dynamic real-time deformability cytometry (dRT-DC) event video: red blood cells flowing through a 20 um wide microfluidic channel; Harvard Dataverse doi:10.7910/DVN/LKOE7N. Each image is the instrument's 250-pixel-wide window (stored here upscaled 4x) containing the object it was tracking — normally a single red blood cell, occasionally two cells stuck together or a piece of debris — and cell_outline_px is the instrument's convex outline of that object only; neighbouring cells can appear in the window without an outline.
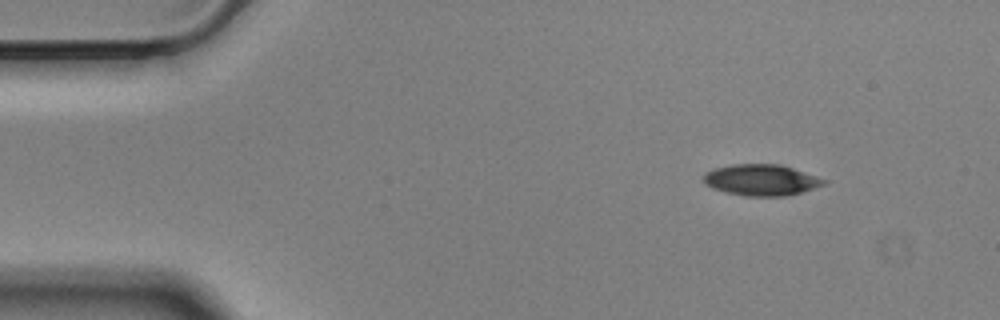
{"species": "Egyptian fruit bat (a non-hibernating species)", "species_latin": "Rousettus aegyptiacus", "temperature_condition": "cold", "stored_images_in_passage": 51, "camera_frame_rate_fps": 3000, "um_per_image_px": 0.085, "animal": {"sex": "male"}, "frame": {"image": 1, "passage_image": 1, "time_ms": 0.0, "image_size_px": [1000, 320], "cell_outline_px": [[828, 180], [824, 184], [800, 192], [784, 196], [744, 196], [724, 192], [712, 188], [704, 184], [700, 176], [704, 172], [712, 168], [732, 164], [780, 164]], "centroid_in_image_um": [64.6, 15.29], "position_along_channel_um": 20.4, "area_um2": 22.02}}
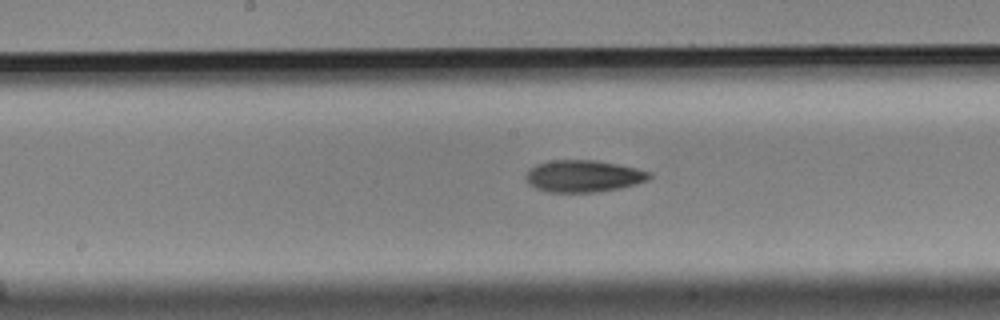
{"frame": {"image": 2, "passage_image": 23, "time_ms": 7.333, "image_size_px": [1000, 320], "cell_outline_px": [[652, 176], [648, 180], [636, 184], [620, 188], [592, 192], [548, 192], [536, 188], [528, 184], [524, 176], [536, 164], [548, 160], [596, 160], [636, 168], [652, 172]], "centroid_in_image_um": [49.59, 14.96], "position_along_channel_um": 198.6, "area_um2": 23.0}}
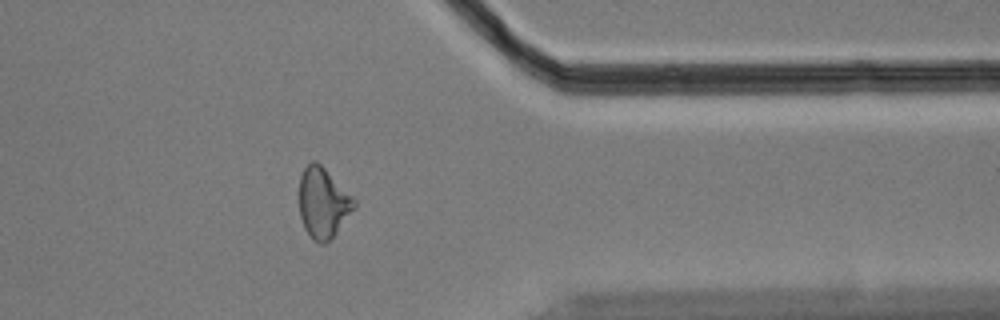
{"frame": {"image": 3, "passage_image": 40, "time_ms": 13.0, "image_size_px": [1000, 320], "cell_outline_px": [[356, 204], [336, 232], [324, 244], [320, 244], [312, 240], [304, 228], [300, 216], [300, 176], [304, 168], [312, 160], [316, 160], [356, 200]], "centroid_in_image_um": [27.43, 17.24], "position_along_channel_um": 384.0, "area_um2": 22.02}, "authors_computed_cell_mechanics": {"area_um2": 22.7732, "velocity_mm_per_s": 3.4976, "shape_relaxation_time_tau1_ms": 6.3114, "shape_relaxation_time_tau2_ms": 3.6913, "deformation_change_tau1": 0.1423, "deformation_change_tau2": 0.125}}